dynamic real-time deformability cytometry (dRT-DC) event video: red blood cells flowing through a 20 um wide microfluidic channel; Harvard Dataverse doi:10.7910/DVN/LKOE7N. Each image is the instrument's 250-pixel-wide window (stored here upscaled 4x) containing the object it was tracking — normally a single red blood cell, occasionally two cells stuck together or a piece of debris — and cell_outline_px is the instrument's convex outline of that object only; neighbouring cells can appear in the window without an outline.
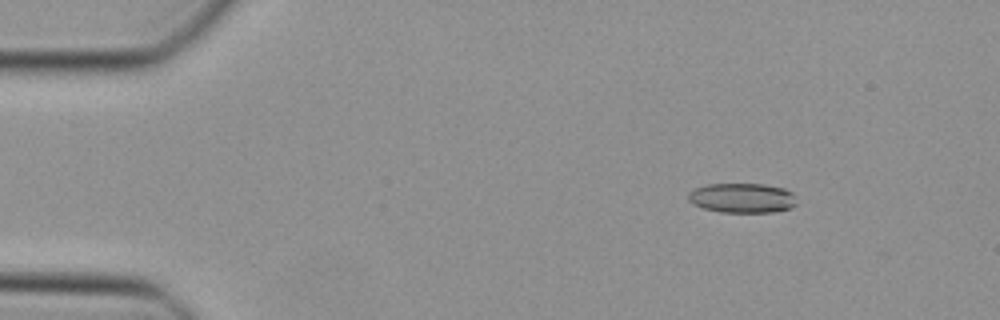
{"species": "Egyptian fruit bat (a non-hibernating species)", "species_latin": "Rousettus aegyptiacus", "temperature_condition": "cold", "stored_images_in_passage": 42, "camera_frame_rate_fps": 3000, "um_per_image_px": 0.085, "animal": {"sex": "female"}, "frame": {"image": 1, "passage_image": 1, "time_ms": 0.0, "image_size_px": [1000, 320], "cell_outline_px": [[796, 204], [792, 208], [772, 212], [720, 212], [704, 208], [688, 200], [688, 192], [696, 188], [708, 184], [764, 184], [784, 188], [792, 192]], "centroid_in_image_um": [63.1, 16.82], "position_along_channel_um": 21.9, "area_um2": 18.67}}
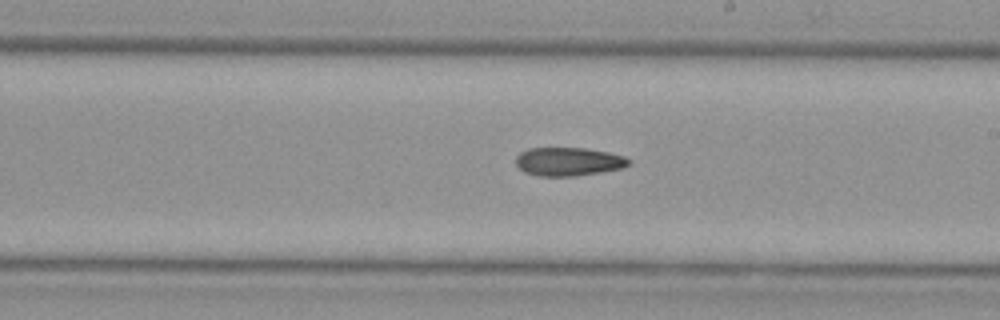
{"frame": {"image": 2, "passage_image": 22, "time_ms": 7.0, "image_size_px": [1000, 320], "cell_outline_px": [[632, 160], [624, 168], [576, 176], [540, 176], [524, 172], [516, 164], [516, 156], [520, 152], [528, 148], [584, 148], [608, 152], [624, 156]], "centroid_in_image_um": [48.32, 13.73], "position_along_channel_um": 240.7, "area_um2": 18.79}}
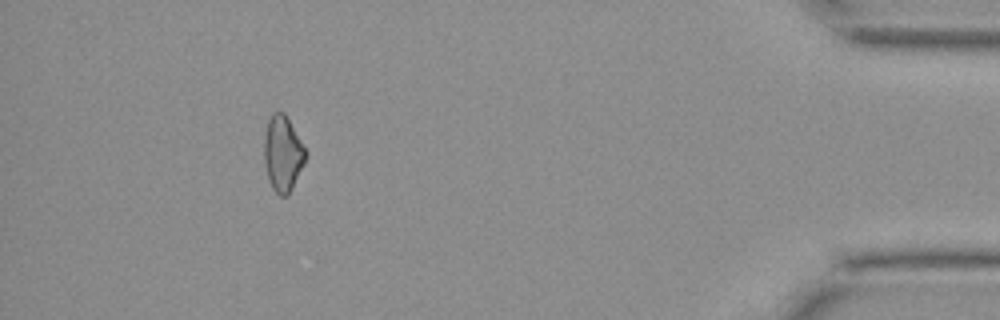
{"frame": {"image": 3, "passage_image": 38, "time_ms": 12.333, "image_size_px": [1000, 320], "cell_outline_px": [[308, 156], [288, 196], [280, 196], [272, 188], [264, 164], [264, 136], [268, 120], [272, 112], [284, 112], [308, 152]], "centroid_in_image_um": [24.05, 13.05], "position_along_channel_um": 411.2, "area_um2": 18.38}}